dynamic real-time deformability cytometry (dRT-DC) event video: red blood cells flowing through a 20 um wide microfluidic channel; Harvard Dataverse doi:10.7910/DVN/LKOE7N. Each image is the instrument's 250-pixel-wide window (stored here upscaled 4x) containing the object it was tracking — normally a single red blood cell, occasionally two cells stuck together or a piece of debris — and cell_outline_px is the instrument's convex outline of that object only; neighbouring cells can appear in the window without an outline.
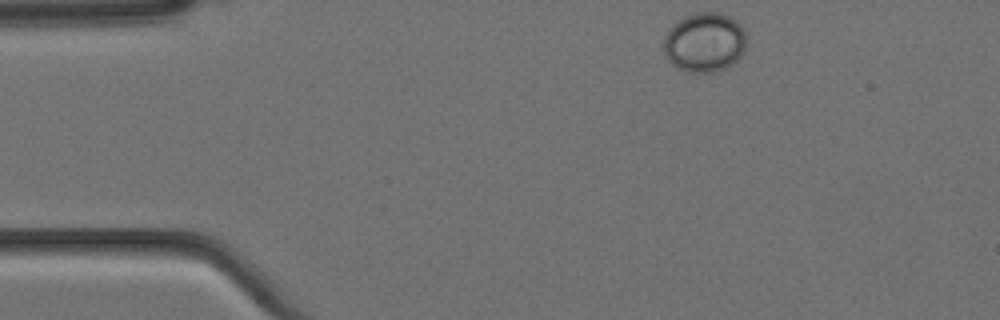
{"species": "Egyptian fruit bat (a non-hibernating species)", "species_latin": "Rousettus aegyptiacus", "temperature_condition": "cold", "stored_images_in_passage": 3, "camera_frame_rate_fps": 3000, "um_per_image_px": 0.085, "animal": {"sex": "female"}, "frame": {"image": 1, "passage_image": 1, "time_ms": 0.0, "image_size_px": [1000, 320], "cell_outline_px": [[744, 52], [732, 64], [724, 68], [712, 72], [688, 72], [676, 68], [664, 56], [664, 36], [668, 28], [672, 24], [684, 16], [692, 12], [720, 12], [736, 20], [744, 28]], "centroid_in_image_um": [59.84, 3.58], "position_along_channel_um": 25.2, "area_um2": 28.96}}